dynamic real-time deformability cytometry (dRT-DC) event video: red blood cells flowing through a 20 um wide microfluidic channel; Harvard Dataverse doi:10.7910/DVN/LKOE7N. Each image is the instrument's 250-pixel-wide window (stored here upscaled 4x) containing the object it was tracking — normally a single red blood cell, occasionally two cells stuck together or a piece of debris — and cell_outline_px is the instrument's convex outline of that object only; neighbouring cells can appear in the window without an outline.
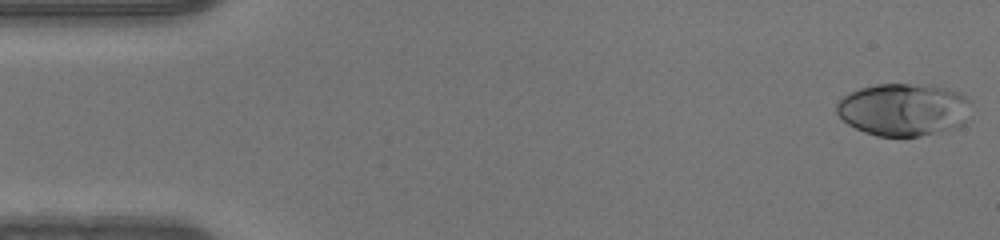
{"species": "human", "species_latin": "Homo sapiens", "temperature_condition": "warm", "stored_images_in_passage": 49, "camera_frame_rate_fps": 3000, "um_per_image_px": 0.085, "donor": {"sex": "male"}, "frame": {"image": 1, "passage_image": 1, "time_ms": 0.0, "image_size_px": [1000, 240], "cell_outline_px": [[972, 104], [964, 124], [956, 128], [920, 136], [876, 136], [864, 132], [848, 124], [836, 112], [836, 104], [848, 92], [860, 88], [876, 84], [932, 84], [948, 88], [960, 92], [968, 96], [972, 100]], "centroid_in_image_um": [76.86, 9.29], "position_along_channel_um": 8.1, "area_um2": 41.85}}
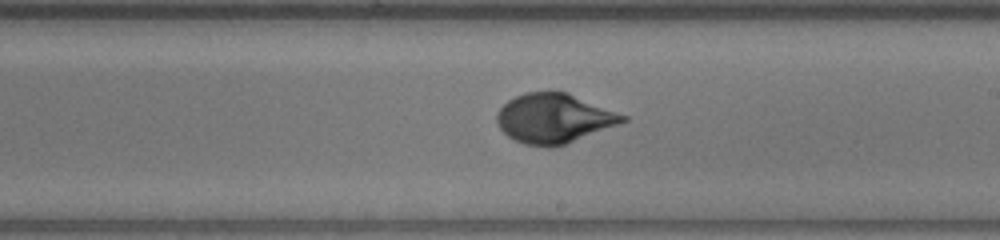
{"frame": {"image": 2, "passage_image": 28, "time_ms": 9.0, "image_size_px": [1000, 240], "cell_outline_px": [[628, 120], [564, 144], [552, 148], [524, 144], [508, 136], [496, 124], [496, 112], [508, 100], [524, 92], [568, 92], [628, 116]], "centroid_in_image_um": [47.06, 10.05], "position_along_channel_um": 241.9, "area_um2": 36.07}}
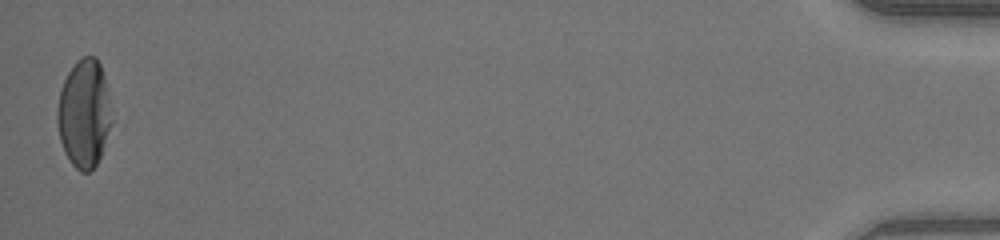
{"frame": {"image": 3, "passage_image": 49, "time_ms": 16.0, "image_size_px": [1000, 240], "cell_outline_px": [[112, 124], [100, 156], [96, 164], [88, 172], [80, 172], [72, 164], [64, 152], [60, 140], [56, 120], [56, 108], [60, 88], [68, 72], [76, 60], [80, 56], [96, 56], [100, 64], [104, 76], [112, 108]], "centroid_in_image_um": [7.14, 9.63], "position_along_channel_um": 428.1, "area_um2": 34.74}}